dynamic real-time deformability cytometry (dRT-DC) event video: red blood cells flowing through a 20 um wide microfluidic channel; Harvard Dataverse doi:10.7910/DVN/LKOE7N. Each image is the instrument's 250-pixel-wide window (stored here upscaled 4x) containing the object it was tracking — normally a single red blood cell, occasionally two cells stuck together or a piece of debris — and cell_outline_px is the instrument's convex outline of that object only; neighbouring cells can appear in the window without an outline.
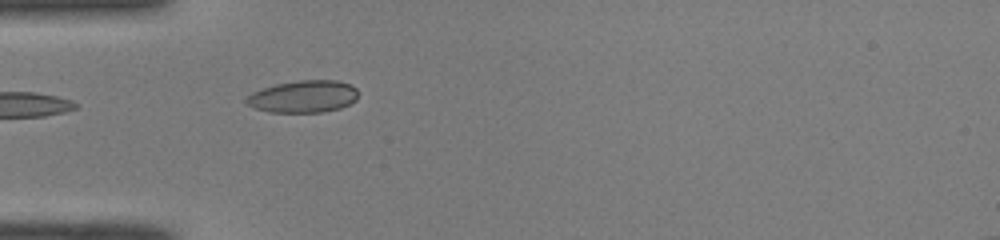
{"species": "common noctule bat (a hibernating species)", "species_latin": "Nyctalus noctula", "temperature_condition": "room temperature", "stored_images_in_passage": 22, "camera_frame_rate_fps": 3000, "um_per_image_px": 0.085, "animal": {"sex": "male", "body_mass_g": 19.0, "forearm_length_mm": 50.8}, "frame": {"image": 1, "passage_image": 1, "time_ms": 0.0, "image_size_px": [1000, 240], "cell_outline_px": [[356, 100], [340, 108], [320, 112], [268, 112], [256, 108], [248, 104], [244, 100], [252, 92], [276, 84], [300, 80], [336, 80], [348, 84], [356, 88]], "centroid_in_image_um": [25.77, 8.2], "position_along_channel_um": 59.2, "area_um2": 20.69}}
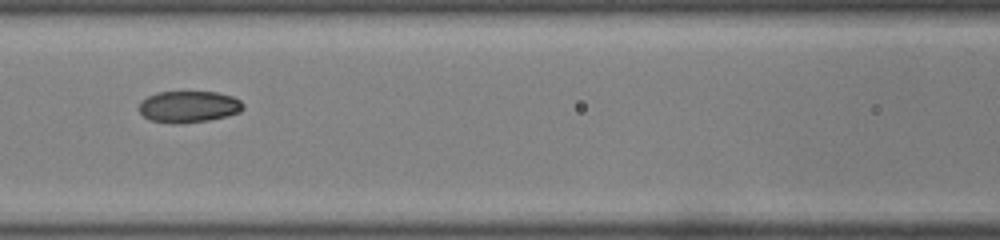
{"frame": {"image": 2, "passage_image": 8, "time_ms": 2.333, "image_size_px": [1000, 240], "cell_outline_px": [[244, 108], [240, 112], [228, 116], [208, 120], [176, 124], [152, 120], [144, 116], [140, 112], [140, 100], [156, 92], [216, 92], [232, 96], [240, 100], [244, 104]], "centroid_in_image_um": [16.06, 9.06], "position_along_channel_um": 150.5, "area_um2": 19.13}}
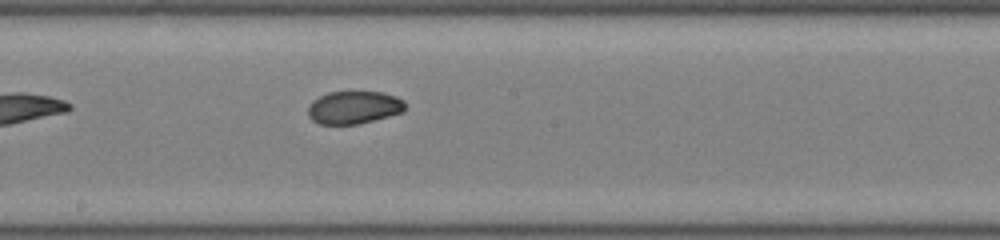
{"frame": {"image": 3, "passage_image": 13, "time_ms": 4.0, "image_size_px": [1000, 240], "cell_outline_px": [[404, 112], [356, 124], [320, 124], [312, 120], [308, 116], [308, 108], [312, 100], [328, 92], [384, 92], [396, 96], [404, 100]], "centroid_in_image_um": [30.07, 9.12], "position_along_channel_um": 218.1, "area_um2": 18.5}}